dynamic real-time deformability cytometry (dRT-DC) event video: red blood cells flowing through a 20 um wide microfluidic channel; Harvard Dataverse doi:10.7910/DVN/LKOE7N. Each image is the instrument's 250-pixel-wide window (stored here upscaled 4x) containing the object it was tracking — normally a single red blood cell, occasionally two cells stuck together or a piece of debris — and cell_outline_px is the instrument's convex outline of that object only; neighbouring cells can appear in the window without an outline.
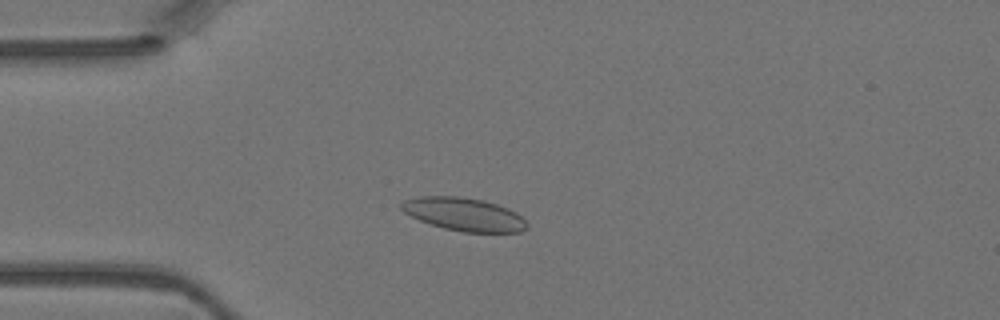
{"species": "Egyptian fruit bat (a non-hibernating species)", "species_latin": "Rousettus aegyptiacus", "temperature_condition": "warm", "stored_images_in_passage": 31, "camera_frame_rate_fps": 3000, "um_per_image_px": 0.085, "animal": {"sex": "female"}, "frame": {"image": 1, "passage_image": 10, "time_ms": 3.0, "image_size_px": [1000, 320], "cell_outline_px": [[528, 228], [520, 232], [464, 232], [444, 228], [420, 220], [404, 212], [400, 208], [400, 204], [404, 200], [420, 196], [460, 196], [484, 200], [508, 208], [516, 212], [528, 224]], "centroid_in_image_um": [39.45, 18.21], "position_along_channel_um": 45.6, "area_um2": 24.16}}
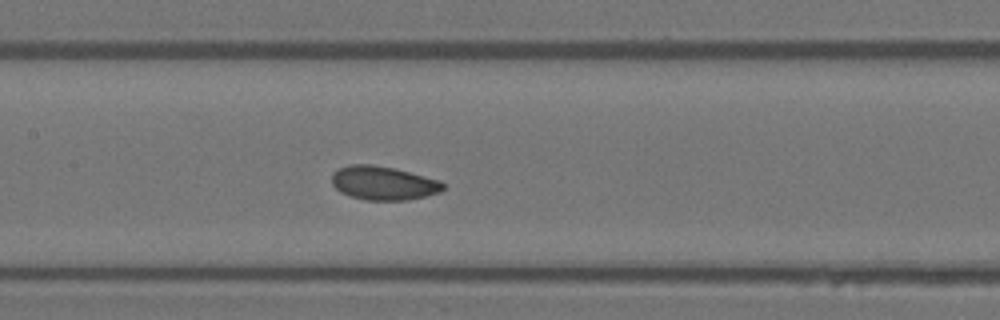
{"frame": {"image": 2, "passage_image": 20, "time_ms": 6.333, "image_size_px": [1000, 320], "cell_outline_px": [[444, 188], [440, 192], [408, 200], [364, 200], [340, 192], [332, 184], [332, 172], [348, 164], [372, 164], [396, 168], [440, 180], [444, 184]], "centroid_in_image_um": [32.58, 15.55], "position_along_channel_um": 174.8, "area_um2": 22.02}}
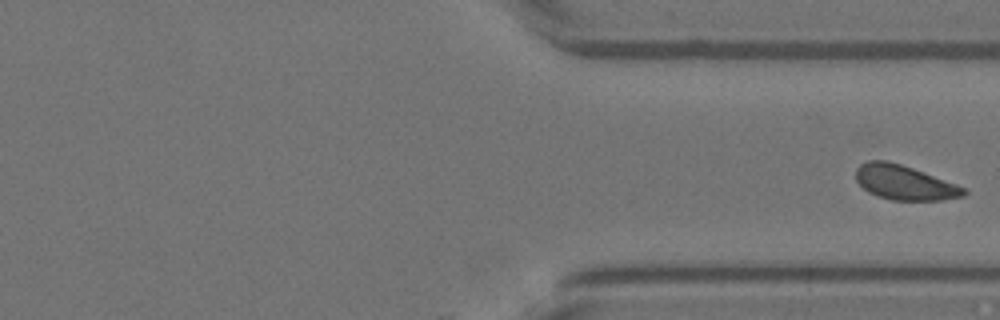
{"frame": {"image": 3, "passage_image": 31, "time_ms": 10.0, "image_size_px": [1000, 320], "cell_outline_px": [[968, 192], [964, 196], [940, 200], [892, 200], [876, 196], [868, 192], [856, 180], [856, 168], [860, 164], [868, 160], [888, 160], [912, 168], [968, 188]], "centroid_in_image_um": [76.88, 15.52], "position_along_channel_um": 334.5, "area_um2": 21.79}}